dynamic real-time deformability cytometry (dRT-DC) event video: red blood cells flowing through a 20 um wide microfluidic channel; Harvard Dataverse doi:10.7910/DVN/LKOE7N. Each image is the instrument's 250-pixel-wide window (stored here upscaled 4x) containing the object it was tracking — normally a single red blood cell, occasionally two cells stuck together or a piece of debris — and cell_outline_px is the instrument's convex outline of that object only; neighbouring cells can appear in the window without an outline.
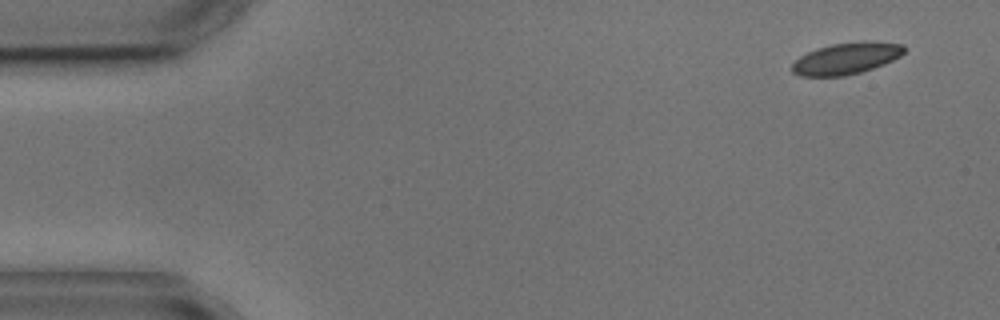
{"species": "common noctule bat (a hibernating species)", "species_latin": "Nyctalus noctula", "temperature_condition": "cold", "stored_images_in_passage": 5, "camera_frame_rate_fps": 3000, "um_per_image_px": 0.085, "animal": {"sex": "male", "body_mass_g": 17.9, "forearm_length_mm": 54.2}, "frame": {"image": 1, "passage_image": 1, "time_ms": 0.0, "image_size_px": [1000, 320], "cell_outline_px": [[908, 48], [900, 56], [884, 64], [860, 72], [844, 76], [800, 76], [792, 72], [792, 64], [800, 56], [816, 48], [832, 44], [864, 40], [904, 44]], "centroid_in_image_um": [71.96, 4.95], "position_along_channel_um": 13.0, "area_um2": 20.75}}
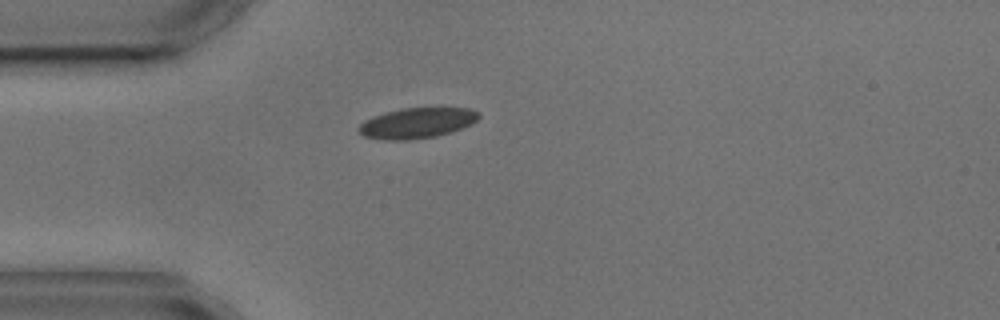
{"frame": {"image": 2, "passage_image": 4, "time_ms": 3.667, "image_size_px": [1000, 320], "cell_outline_px": [[480, 116], [472, 124], [452, 132], [436, 136], [408, 140], [384, 140], [364, 136], [356, 128], [364, 120], [372, 116], [404, 108], [472, 108], [480, 112]], "centroid_in_image_um": [35.46, 10.46], "position_along_channel_um": 49.5, "area_um2": 21.39}}